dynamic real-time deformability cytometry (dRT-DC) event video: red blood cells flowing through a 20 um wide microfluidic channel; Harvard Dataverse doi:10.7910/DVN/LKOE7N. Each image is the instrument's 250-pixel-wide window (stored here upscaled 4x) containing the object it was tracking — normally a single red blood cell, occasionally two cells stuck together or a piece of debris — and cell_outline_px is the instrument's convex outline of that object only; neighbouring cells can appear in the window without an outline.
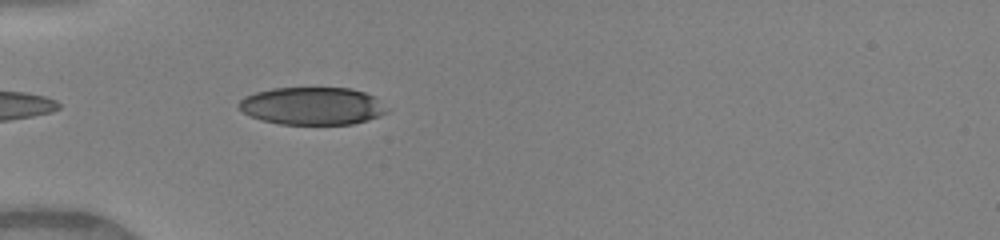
{"species": "human", "species_latin": "Homo sapiens", "temperature_condition": "warm", "stored_images_in_passage": 5, "camera_frame_rate_fps": 3000, "um_per_image_px": 0.085, "donor": {"sex": "female"}, "frame": {"image": 1, "passage_image": 2, "time_ms": 0.333, "image_size_px": [1000, 240], "cell_outline_px": [[392, 108], [388, 112], [380, 116], [368, 120], [352, 124], [280, 124], [260, 120], [244, 112], [236, 104], [244, 96], [256, 92], [272, 88], [352, 88], [376, 96]], "centroid_in_image_um": [26.62, 9.0], "position_along_channel_um": 58.4, "area_um2": 32.95}}
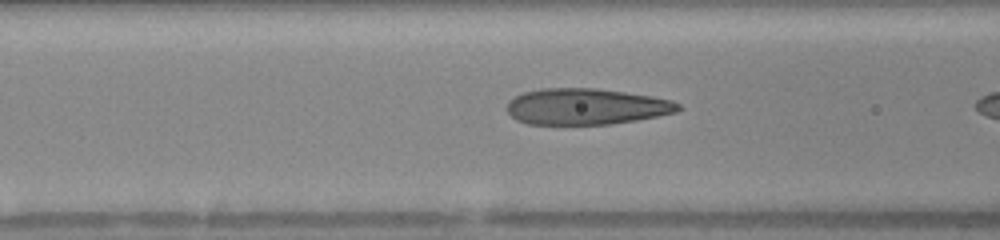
{"frame": {"image": 2, "passage_image": 4, "time_ms": 1.0, "image_size_px": [1000, 240], "cell_outline_px": [[684, 108], [676, 112], [636, 120], [612, 124], [528, 124], [516, 120], [504, 108], [508, 100], [524, 92], [540, 88], [596, 88], [652, 96], [672, 100], [680, 104]], "centroid_in_image_um": [49.81, 9.05], "position_along_channel_um": 116.8, "area_um2": 36.3}}